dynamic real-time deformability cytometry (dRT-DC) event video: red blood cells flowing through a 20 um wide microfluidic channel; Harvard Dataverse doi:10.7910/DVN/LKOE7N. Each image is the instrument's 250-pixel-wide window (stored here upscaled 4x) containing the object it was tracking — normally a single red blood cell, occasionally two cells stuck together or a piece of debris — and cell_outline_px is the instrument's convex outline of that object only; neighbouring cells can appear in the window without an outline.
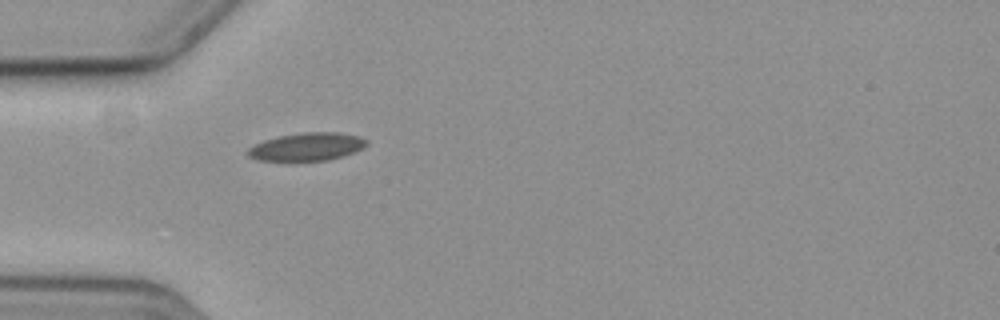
{"species": "common noctule bat (a hibernating species)", "species_latin": "Nyctalus noctula", "temperature_condition": "cold", "stored_images_in_passage": 37, "camera_frame_rate_fps": 3000, "um_per_image_px": 0.085, "animal": {"sex": "female", "body_mass_g": 19.3, "forearm_length_mm": 54.1}, "frame": {"image": 1, "passage_image": 1, "time_ms": 0.0, "image_size_px": [1000, 320], "cell_outline_px": [[368, 144], [364, 148], [356, 152], [344, 156], [328, 160], [288, 164], [284, 164], [256, 160], [248, 156], [244, 152], [248, 148], [264, 140], [280, 136], [304, 132], [340, 132], [360, 136], [368, 140]], "centroid_in_image_um": [26.06, 12.53], "position_along_channel_um": 58.9, "area_um2": 20.58}}
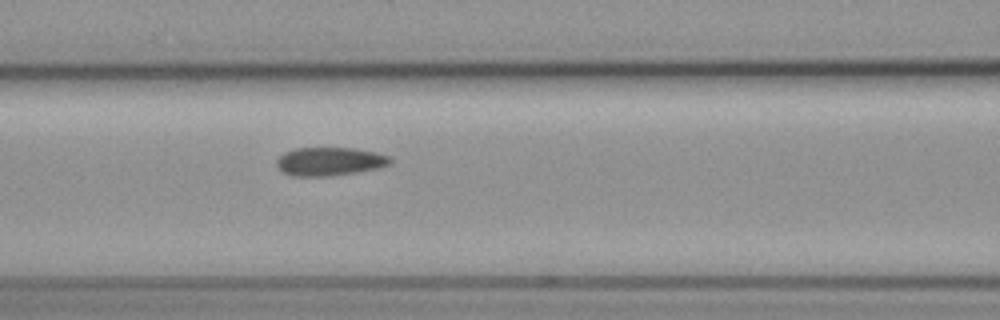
{"frame": {"image": 2, "passage_image": 8, "time_ms": 2.333, "image_size_px": [1000, 320], "cell_outline_px": [[392, 164], [380, 168], [332, 176], [292, 176], [284, 172], [276, 164], [276, 160], [284, 152], [296, 148], [352, 148], [376, 152], [388, 156], [392, 160]], "centroid_in_image_um": [28.05, 13.72], "position_along_channel_um": 138.6, "area_um2": 18.84}}
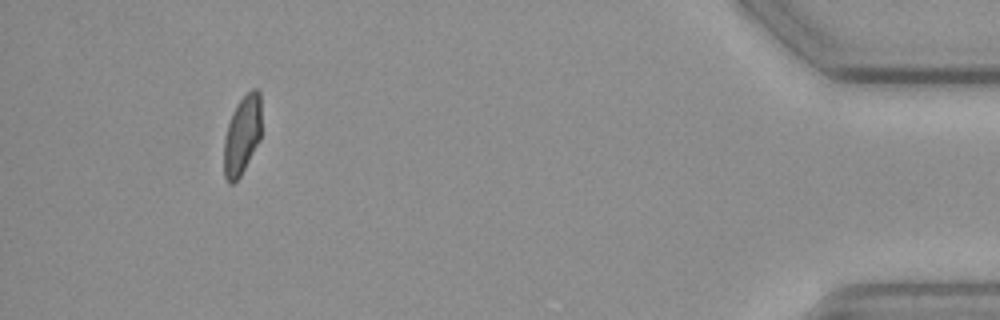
{"frame": {"image": 3, "passage_image": 37, "time_ms": 12.0, "image_size_px": [1000, 320], "cell_outline_px": [[260, 140], [240, 176], [232, 184], [228, 184], [224, 176], [224, 136], [232, 112], [236, 104], [252, 88], [256, 88], [260, 92]], "centroid_in_image_um": [20.56, 11.49], "position_along_channel_um": 414.6, "area_um2": 17.22}, "authors_computed_cell_mechanics": {"area_um2": 18.8428, "velocity_mm_per_s": 3.58, "shape_relaxation_time_tau1_ms": null, "shape_relaxation_time_tau2_ms": 2.2604, "deformation_change_tau1": null, "deformation_change_tau2": 0.0591}}